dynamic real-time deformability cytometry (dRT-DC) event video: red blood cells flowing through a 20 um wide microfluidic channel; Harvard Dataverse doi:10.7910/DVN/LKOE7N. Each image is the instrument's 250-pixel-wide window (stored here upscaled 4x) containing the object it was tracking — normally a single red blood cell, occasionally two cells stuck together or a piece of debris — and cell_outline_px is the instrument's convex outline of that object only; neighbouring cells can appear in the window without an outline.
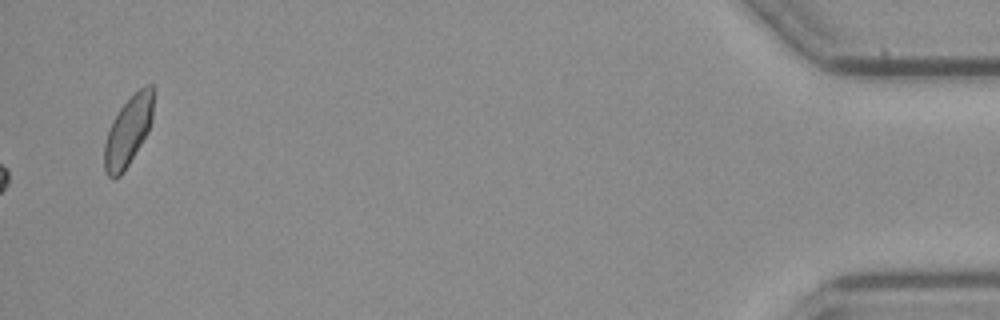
{"species": "common noctule bat (a hibernating species)", "species_latin": "Nyctalus noctula", "temperature_condition": "cold", "stored_images_in_passage": 38, "camera_frame_rate_fps": 3000, "um_per_image_px": 0.085, "animal": {"sex": "female", "body_mass_g": 21.9}, "frame": {"image": 1, "passage_image": 38, "time_ms": 12.333, "image_size_px": [1000, 320], "cell_outline_px": [[152, 120], [148, 132], [128, 164], [120, 176], [108, 176], [104, 172], [104, 144], [108, 132], [120, 108], [140, 88], [148, 84], [152, 84]], "centroid_in_image_um": [10.89, 11.16], "position_along_channel_um": 424.3, "area_um2": 19.19}}